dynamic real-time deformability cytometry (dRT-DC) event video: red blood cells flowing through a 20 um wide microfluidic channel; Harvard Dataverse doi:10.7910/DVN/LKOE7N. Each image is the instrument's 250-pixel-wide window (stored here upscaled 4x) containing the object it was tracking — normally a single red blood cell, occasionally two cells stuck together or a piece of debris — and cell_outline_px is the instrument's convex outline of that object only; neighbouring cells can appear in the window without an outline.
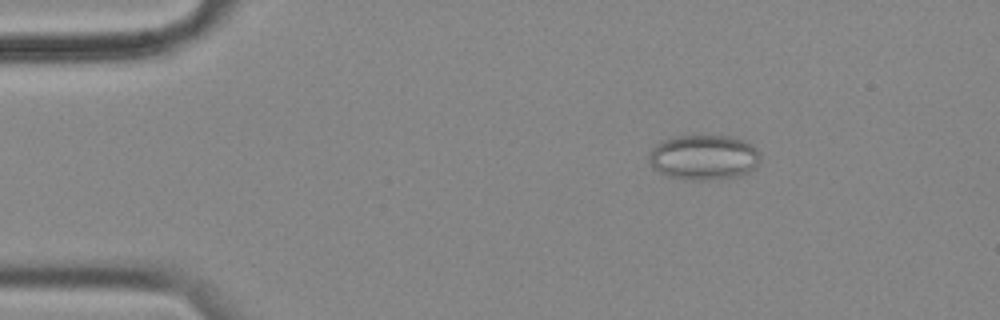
{"species": "common noctule bat (a hibernating species)", "species_latin": "Nyctalus noctula", "temperature_condition": "cold", "stored_images_in_passage": 8, "camera_frame_rate_fps": 3000, "um_per_image_px": 0.085, "animal": {"sex": "female", "body_mass_g": 18.4}, "frame": {"image": 1, "passage_image": 3, "time_ms": 0.667, "image_size_px": [1000, 320], "cell_outline_px": [[760, 160], [756, 168], [748, 172], [736, 176], [696, 180], [692, 180], [668, 176], [652, 168], [648, 160], [648, 156], [652, 148], [656, 144], [672, 136], [692, 132], [728, 136], [744, 140], [756, 148], [760, 156]], "centroid_in_image_um": [59.79, 13.31], "position_along_channel_um": 25.2, "area_um2": 29.94}}
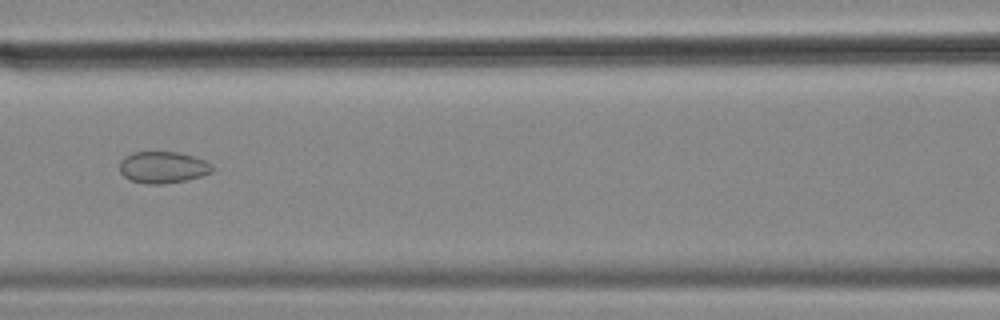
{"frame": {"image": 2, "passage_image": 7, "time_ms": 2.0, "image_size_px": [1000, 320], "cell_outline_px": [[212, 172], [200, 176], [184, 180], [160, 184], [148, 184], [132, 180], [124, 176], [120, 172], [120, 160], [124, 156], [132, 152], [176, 152], [192, 156], [204, 160], [212, 164]], "centroid_in_image_um": [13.82, 14.21], "position_along_channel_um": 152.8, "area_um2": 16.88}}
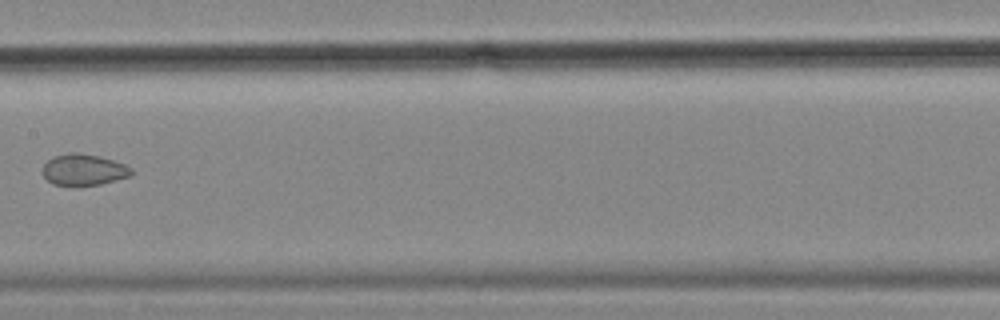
{"frame": {"image": 3, "passage_image": 8, "time_ms": 2.333, "image_size_px": [1000, 320], "cell_outline_px": [[136, 172], [132, 176], [100, 184], [80, 188], [52, 184], [40, 172], [44, 164], [52, 156], [68, 152], [76, 152], [100, 156], [124, 164], [132, 168]], "centroid_in_image_um": [7.1, 14.45], "position_along_channel_um": 200.3, "area_um2": 16.94}}